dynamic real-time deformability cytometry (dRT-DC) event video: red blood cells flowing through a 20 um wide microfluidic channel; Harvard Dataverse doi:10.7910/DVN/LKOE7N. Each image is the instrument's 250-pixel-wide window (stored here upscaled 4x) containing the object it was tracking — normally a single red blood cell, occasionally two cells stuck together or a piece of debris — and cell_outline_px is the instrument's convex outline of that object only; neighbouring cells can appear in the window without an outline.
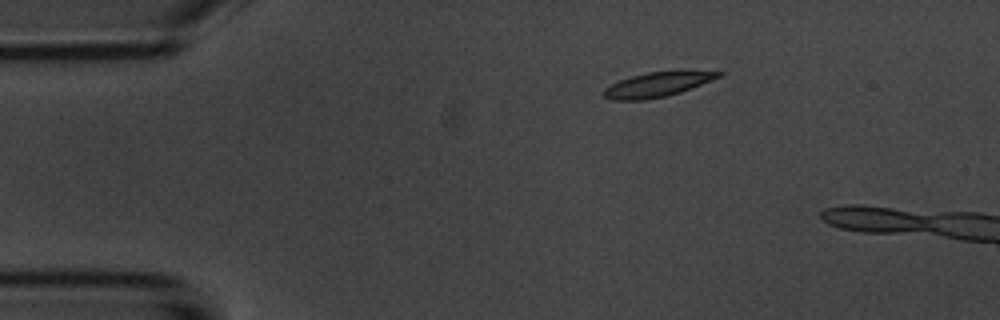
{"species": "common noctule bat (a hibernating species)", "species_latin": "Nyctalus noctula", "temperature_condition": "room temperature", "stored_images_in_passage": 9, "camera_frame_rate_fps": 3000, "um_per_image_px": 0.085, "animal": {"sex": "male", "body_mass_g": 20.1, "forearm_length_mm": 53.5}, "frame": {"image": 1, "passage_image": 2, "time_ms": 0.333, "image_size_px": [1000, 320], "cell_outline_px": [[724, 76], [680, 92], [664, 96], [644, 100], [612, 100], [604, 96], [600, 92], [604, 88], [620, 80], [632, 76], [648, 72], [724, 72]], "centroid_in_image_um": [55.82, 7.21], "position_along_channel_um": 29.2, "area_um2": 16.07}}